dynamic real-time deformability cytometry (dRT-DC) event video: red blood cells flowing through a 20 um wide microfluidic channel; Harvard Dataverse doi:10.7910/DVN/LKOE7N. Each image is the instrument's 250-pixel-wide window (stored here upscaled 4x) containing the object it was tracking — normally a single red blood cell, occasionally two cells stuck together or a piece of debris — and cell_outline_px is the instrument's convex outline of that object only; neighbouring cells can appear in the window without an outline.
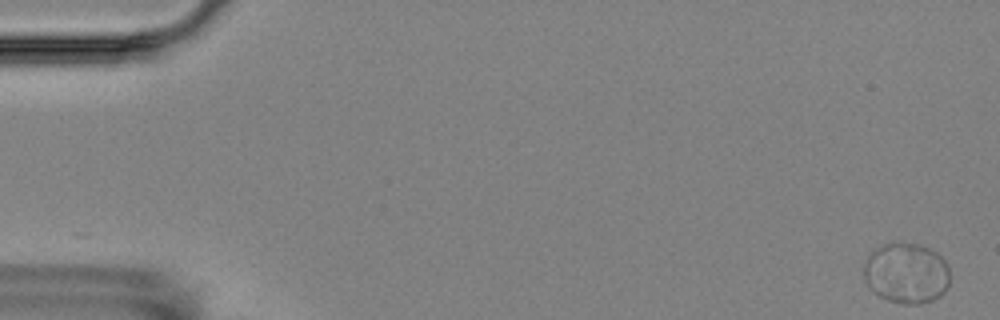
{"species": "Egyptian fruit bat (a non-hibernating species)", "species_latin": "Rousettus aegyptiacus", "temperature_condition": "room temperature", "stored_images_in_passage": 9, "camera_frame_rate_fps": 3000, "um_per_image_px": 0.085, "animal": {"sex": "female"}, "frame": {"image": 1, "passage_image": 1, "time_ms": 0.0, "image_size_px": [1000, 320], "cell_outline_px": [[948, 288], [940, 296], [932, 300], [920, 304], [904, 304], [888, 300], [872, 292], [868, 288], [864, 280], [864, 264], [868, 256], [876, 248], [884, 244], [920, 244], [936, 252], [948, 264]], "centroid_in_image_um": [77.03, 23.24], "position_along_channel_um": 8.0, "area_um2": 30.35}}
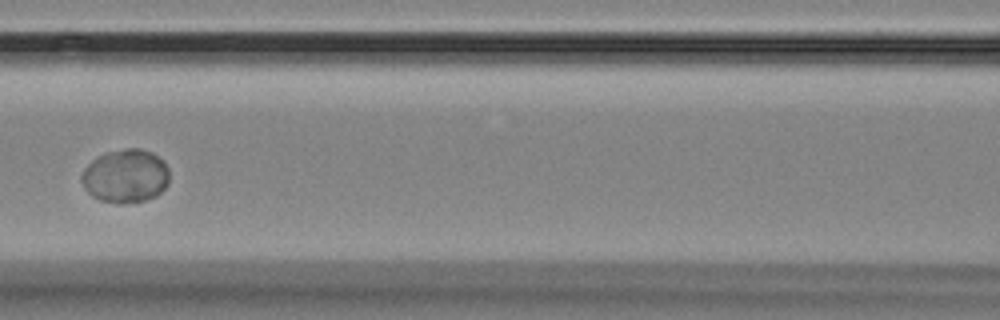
{"frame": {"image": 2, "passage_image": 8, "time_ms": 8.333, "image_size_px": [1000, 320], "cell_outline_px": [[168, 184], [156, 196], [144, 200], [100, 200], [92, 196], [84, 188], [80, 180], [80, 176], [84, 168], [96, 156], [108, 152], [128, 148], [140, 148], [152, 152], [168, 168]], "centroid_in_image_um": [10.64, 14.91], "position_along_channel_um": 156.0, "area_um2": 26.7}}
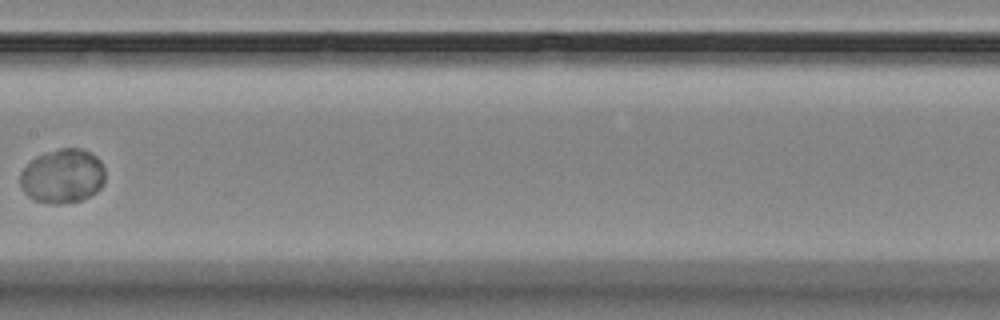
{"frame": {"image": 3, "passage_image": 9, "time_ms": 9.667, "image_size_px": [1000, 320], "cell_outline_px": [[104, 184], [96, 192], [80, 200], [60, 204], [52, 204], [36, 200], [28, 196], [20, 188], [20, 172], [36, 156], [60, 148], [80, 148], [96, 156], [100, 160], [104, 168]], "centroid_in_image_um": [5.31, 14.97], "position_along_channel_um": 202.1, "area_um2": 26.82}}